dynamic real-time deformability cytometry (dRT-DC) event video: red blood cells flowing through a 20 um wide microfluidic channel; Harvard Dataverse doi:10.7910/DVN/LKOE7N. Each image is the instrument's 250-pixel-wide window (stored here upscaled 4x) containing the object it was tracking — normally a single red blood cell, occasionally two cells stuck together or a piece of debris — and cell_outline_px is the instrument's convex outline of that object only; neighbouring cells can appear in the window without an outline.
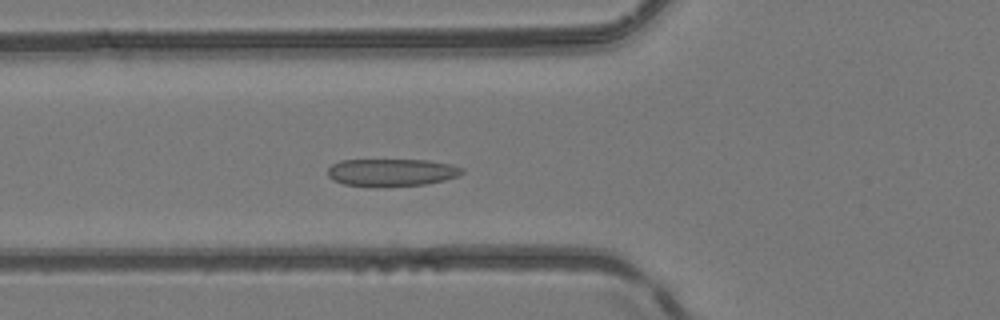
{"species": "common noctule bat (a hibernating species)", "species_latin": "Nyctalus noctula", "temperature_condition": "room temperature", "stored_images_in_passage": 30, "camera_frame_rate_fps": 3000, "um_per_image_px": 0.085, "animal": {"sex": "female", "body_mass_g": 24.6, "forearm_length_mm": 56.2}, "frame": {"image": 1, "passage_image": 19, "time_ms": 6.0, "image_size_px": [1000, 320], "cell_outline_px": [[464, 172], [456, 176], [444, 180], [424, 184], [344, 184], [332, 180], [328, 176], [328, 168], [332, 164], [340, 160], [428, 160], [452, 164], [464, 168]], "centroid_in_image_um": [33.31, 14.6], "position_along_channel_um": 92.5, "area_um2": 20.69}}
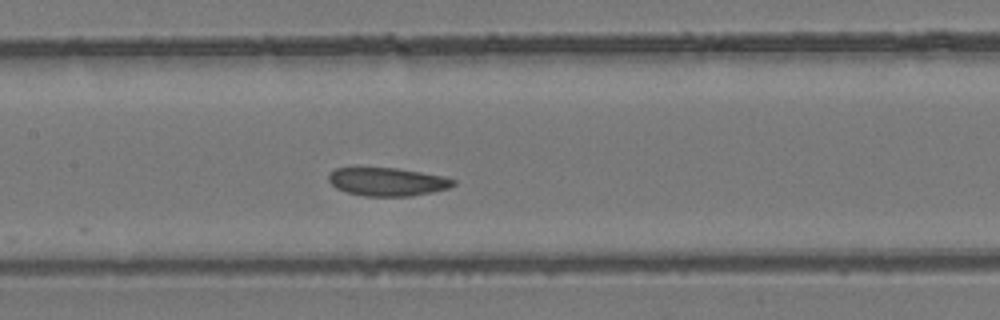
{"frame": {"image": 2, "passage_image": 25, "time_ms": 8.0, "image_size_px": [1000, 320], "cell_outline_px": [[456, 184], [448, 188], [432, 192], [412, 196], [364, 196], [348, 192], [336, 188], [328, 180], [328, 176], [336, 168], [396, 168], [420, 172], [440, 176], [456, 180]], "centroid_in_image_um": [32.93, 15.45], "position_along_channel_um": 174.5, "area_um2": 20.29}}
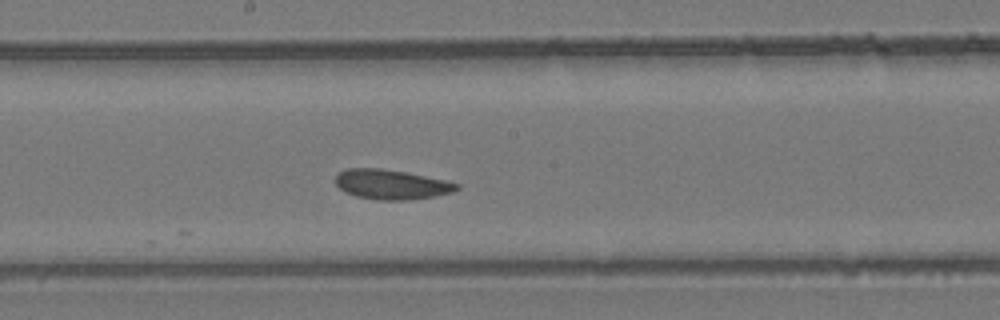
{"frame": {"image": 3, "passage_image": 28, "time_ms": 9.0, "image_size_px": [1000, 320], "cell_outline_px": [[460, 188], [452, 192], [432, 196], [408, 200], [376, 200], [356, 196], [344, 192], [336, 184], [336, 176], [340, 172], [348, 168], [380, 168], [404, 172], [444, 180], [460, 184]], "centroid_in_image_um": [33.24, 15.68], "position_along_channel_um": 215.0, "area_um2": 20.81}}